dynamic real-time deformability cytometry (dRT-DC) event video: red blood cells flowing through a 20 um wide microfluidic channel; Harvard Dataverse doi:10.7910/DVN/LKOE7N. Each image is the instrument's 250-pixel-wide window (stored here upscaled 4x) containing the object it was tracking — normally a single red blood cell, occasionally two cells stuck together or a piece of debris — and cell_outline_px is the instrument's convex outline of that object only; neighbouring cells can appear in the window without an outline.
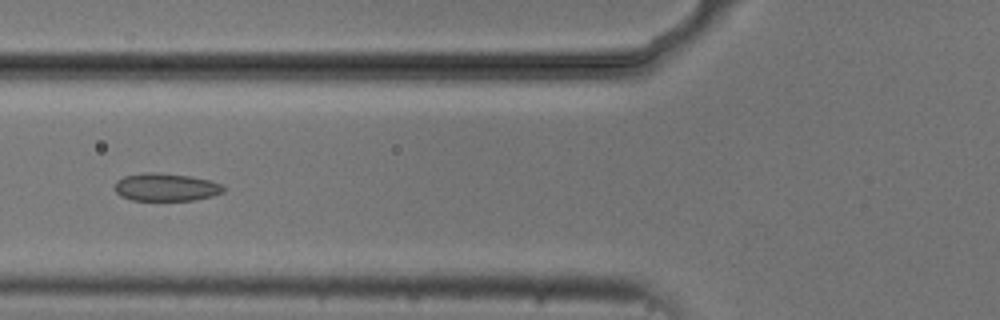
{"species": "common noctule bat (a hibernating species)", "species_latin": "Nyctalus noctula", "temperature_condition": "cold", "stored_images_in_passage": 7, "camera_frame_rate_fps": 3000, "um_per_image_px": 0.085, "animal": {"sex": "male", "body_mass_g": 20.5, "forearm_length_mm": 52.5}, "frame": {"image": 1, "passage_image": 7, "time_ms": 6.667, "image_size_px": [1000, 320], "cell_outline_px": [[224, 192], [212, 196], [196, 200], [132, 200], [120, 196], [116, 192], [116, 180], [124, 176], [144, 172], [152, 172], [188, 176], [208, 180], [220, 184], [224, 188]], "centroid_in_image_um": [14.08, 15.91], "position_along_channel_um": 111.7, "area_um2": 17.46}}